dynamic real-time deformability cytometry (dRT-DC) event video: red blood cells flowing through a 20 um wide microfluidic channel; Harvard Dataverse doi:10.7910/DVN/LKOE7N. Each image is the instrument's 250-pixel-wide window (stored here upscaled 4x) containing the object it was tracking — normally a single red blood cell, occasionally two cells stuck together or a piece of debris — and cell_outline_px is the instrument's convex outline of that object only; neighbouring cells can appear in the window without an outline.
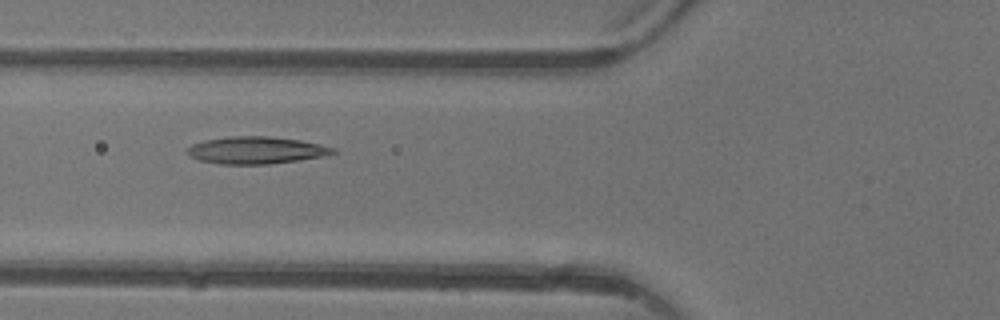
{"species": "common noctule bat (a hibernating species)", "species_latin": "Nyctalus noctula", "temperature_condition": "warm", "stored_images_in_passage": 3, "camera_frame_rate_fps": 3000, "um_per_image_px": 0.085, "animal": {"sex": "female"}, "frame": {"image": 1, "passage_image": 3, "time_ms": 2.333, "image_size_px": [1000, 320], "cell_outline_px": [[336, 152], [320, 156], [296, 160], [268, 164], [220, 164], [200, 160], [184, 152], [184, 148], [192, 144], [204, 140], [228, 136], [268, 136], [300, 140], [320, 144], [336, 148]], "centroid_in_image_um": [21.7, 12.76], "position_along_channel_um": 104.1, "area_um2": 23.0}}